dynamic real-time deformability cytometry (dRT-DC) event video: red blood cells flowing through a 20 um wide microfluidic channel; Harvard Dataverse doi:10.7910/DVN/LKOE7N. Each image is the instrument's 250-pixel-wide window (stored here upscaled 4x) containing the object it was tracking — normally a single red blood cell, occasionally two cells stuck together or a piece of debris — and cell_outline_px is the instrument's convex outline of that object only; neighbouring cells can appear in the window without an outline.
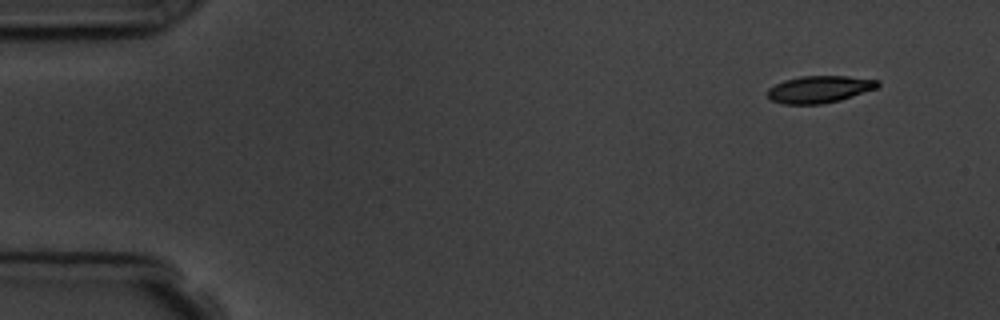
{"species": "common noctule bat (a hibernating species)", "species_latin": "Nyctalus noctula", "temperature_condition": "room temperature", "stored_images_in_passage": 5, "camera_frame_rate_fps": 3000, "um_per_image_px": 0.085, "animal": {"sex": "male", "body_mass_g": 19.5, "forearm_length_mm": 54.6}, "frame": {"image": 1, "passage_image": 1, "time_ms": 0.0, "image_size_px": [1000, 320], "cell_outline_px": [[880, 84], [876, 88], [840, 100], [820, 104], [784, 104], [772, 100], [768, 96], [768, 88], [784, 80], [800, 76], [848, 76], [880, 80]], "centroid_in_image_um": [69.66, 7.58], "position_along_channel_um": 15.3, "area_um2": 17.28}}